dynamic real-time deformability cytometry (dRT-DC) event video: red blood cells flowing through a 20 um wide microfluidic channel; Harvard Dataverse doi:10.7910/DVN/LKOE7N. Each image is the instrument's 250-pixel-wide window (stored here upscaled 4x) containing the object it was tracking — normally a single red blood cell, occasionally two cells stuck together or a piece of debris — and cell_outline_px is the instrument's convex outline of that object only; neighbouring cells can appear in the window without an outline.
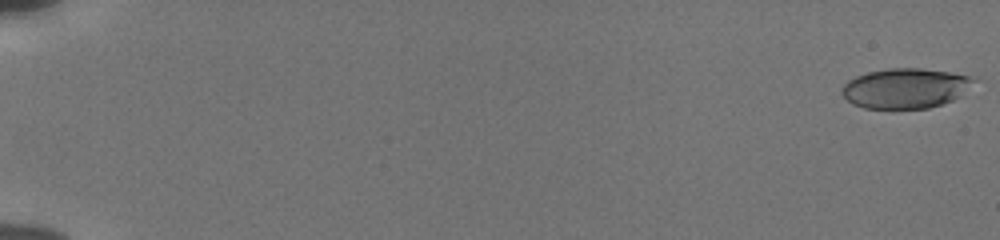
{"species": "human", "species_latin": "Homo sapiens", "temperature_condition": "cold", "stored_images_in_passage": 56, "camera_frame_rate_fps": 3000, "um_per_image_px": 0.085, "donor": {"sex": "male"}, "frame": {"image": 1, "passage_image": 1, "time_ms": 0.0, "image_size_px": [1000, 240], "cell_outline_px": [[976, 80], [952, 100], [928, 108], [864, 108], [852, 104], [840, 92], [840, 88], [848, 80], [856, 76], [868, 72], [888, 68], [920, 68], [948, 72], [968, 76]], "centroid_in_image_um": [76.87, 7.5], "position_along_channel_um": 8.1, "area_um2": 30.29}}
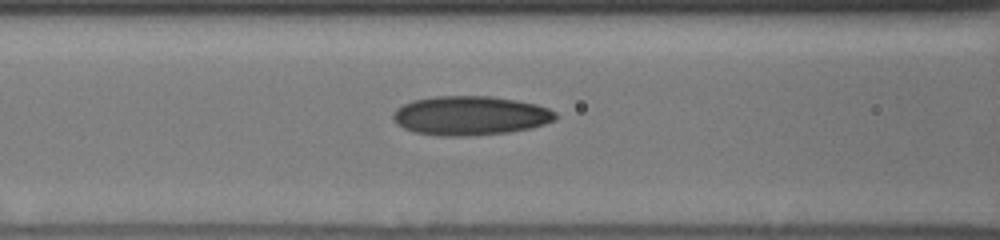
{"frame": {"image": 2, "passage_image": 26, "time_ms": 8.333, "image_size_px": [1000, 240], "cell_outline_px": [[556, 120], [532, 128], [508, 132], [468, 136], [440, 136], [416, 132], [404, 128], [396, 124], [392, 116], [396, 108], [412, 100], [436, 96], [492, 96], [516, 100], [536, 104], [548, 108], [556, 112]], "centroid_in_image_um": [39.98, 9.82], "position_along_channel_um": 126.6, "area_um2": 37.17}}
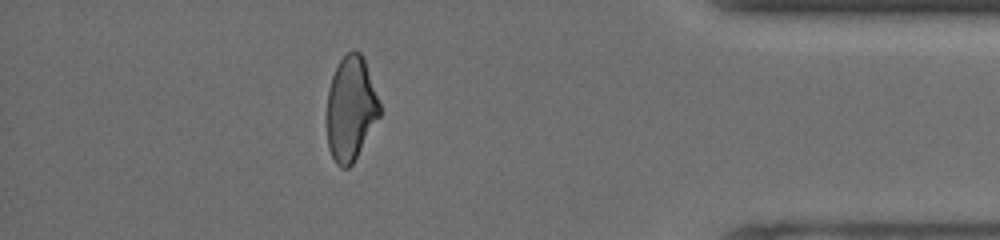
{"frame": {"image": 3, "passage_image": 50, "time_ms": 16.333, "image_size_px": [1000, 240], "cell_outline_px": [[380, 116], [352, 164], [348, 168], [340, 168], [336, 164], [328, 148], [328, 88], [332, 76], [340, 60], [352, 48], [360, 52], [364, 56], [380, 104]], "centroid_in_image_um": [29.83, 9.21], "position_along_channel_um": 405.4, "area_um2": 31.96}, "authors_computed_cell_mechanics": {"area_um2": 33.6974, "velocity_mm_per_s": 3.8625, "shape_relaxation_time_tau1_ms": 7.2533, "shape_relaxation_time_tau2_ms": 1.9962, "deformation_change_tau1": 0.1903, "deformation_change_tau2": 0.0885}}